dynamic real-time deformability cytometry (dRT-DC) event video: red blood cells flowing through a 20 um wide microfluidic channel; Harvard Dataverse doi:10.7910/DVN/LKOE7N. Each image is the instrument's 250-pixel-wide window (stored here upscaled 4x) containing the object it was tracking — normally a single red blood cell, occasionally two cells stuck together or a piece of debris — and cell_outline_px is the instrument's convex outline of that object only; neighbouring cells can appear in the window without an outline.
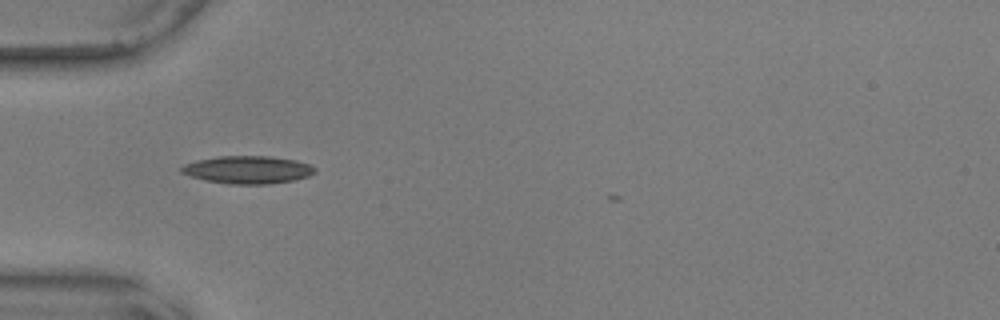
{"species": "common noctule bat (a hibernating species)", "species_latin": "Nyctalus noctula", "temperature_condition": "warm", "stored_images_in_passage": 32, "camera_frame_rate_fps": 3000, "um_per_image_px": 0.085, "animal": {"sex": "male", "body_mass_g": 17.9, "forearm_length_mm": 54.2}, "frame": {"image": 1, "passage_image": 1, "time_ms": 0.0, "image_size_px": [1000, 320], "cell_outline_px": [[316, 172], [308, 176], [296, 180], [268, 184], [228, 184], [204, 180], [180, 172], [180, 168], [184, 164], [196, 160], [220, 156], [268, 156], [296, 160], [308, 164], [316, 168]], "centroid_in_image_um": [21.06, 14.43], "position_along_channel_um": 63.9, "area_um2": 21.62}}
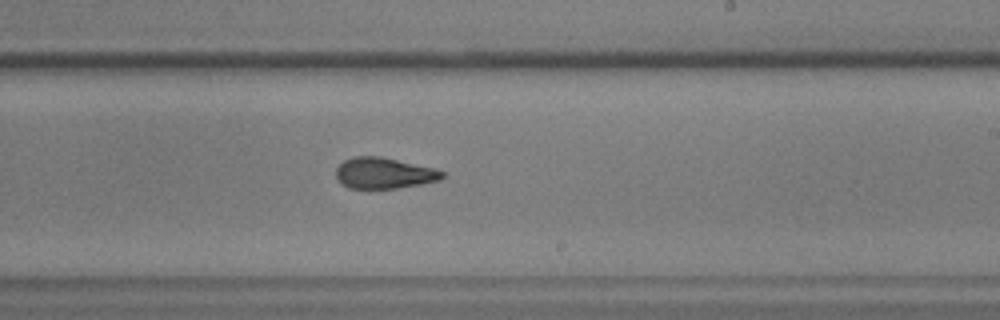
{"frame": {"image": 2, "passage_image": 17, "time_ms": 5.333, "image_size_px": [1000, 320], "cell_outline_px": [[444, 176], [440, 180], [420, 184], [396, 188], [348, 188], [336, 180], [336, 168], [344, 160], [352, 156], [380, 156], [436, 168], [444, 172]], "centroid_in_image_um": [32.62, 14.71], "position_along_channel_um": 256.4, "area_um2": 19.31}}
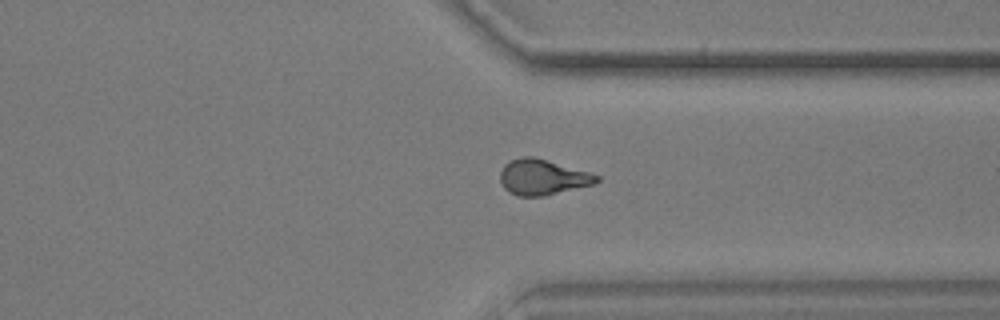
{"frame": {"image": 3, "passage_image": 26, "time_ms": 8.333, "image_size_px": [1000, 320], "cell_outline_px": [[600, 180], [596, 184], [544, 196], [516, 196], [508, 192], [504, 188], [500, 180], [500, 172], [504, 164], [508, 160], [524, 156], [532, 156], [588, 172], [600, 176]], "centroid_in_image_um": [46.1, 15.07], "position_along_channel_um": 365.3, "area_um2": 20.06}}